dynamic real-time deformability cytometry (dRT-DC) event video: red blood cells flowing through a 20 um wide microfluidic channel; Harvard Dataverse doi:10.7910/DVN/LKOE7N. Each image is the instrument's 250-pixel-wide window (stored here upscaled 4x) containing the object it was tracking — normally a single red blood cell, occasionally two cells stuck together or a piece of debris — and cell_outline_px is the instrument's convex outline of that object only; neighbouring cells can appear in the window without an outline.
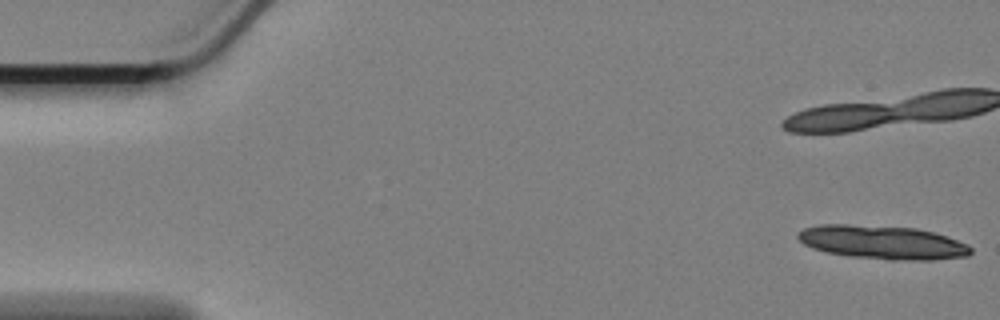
{"species": "Egyptian fruit bat (a non-hibernating species)", "species_latin": "Rousettus aegyptiacus", "temperature_condition": "cold", "stored_images_in_passage": 15, "camera_frame_rate_fps": 3000, "um_per_image_px": 0.085, "animal": {"sex": "female"}, "frame": {"image": 1, "passage_image": 1, "time_ms": 0.0, "image_size_px": [1000, 320], "cell_outline_px": [[972, 252], [968, 256], [932, 260], [888, 260], [848, 256], [828, 252], [812, 248], [804, 244], [796, 236], [804, 228], [820, 224], [844, 224], [916, 228], [932, 232], [968, 244], [972, 248]], "centroid_in_image_um": [75.02, 20.61], "position_along_channel_um": 10.0, "area_um2": 33.81}}